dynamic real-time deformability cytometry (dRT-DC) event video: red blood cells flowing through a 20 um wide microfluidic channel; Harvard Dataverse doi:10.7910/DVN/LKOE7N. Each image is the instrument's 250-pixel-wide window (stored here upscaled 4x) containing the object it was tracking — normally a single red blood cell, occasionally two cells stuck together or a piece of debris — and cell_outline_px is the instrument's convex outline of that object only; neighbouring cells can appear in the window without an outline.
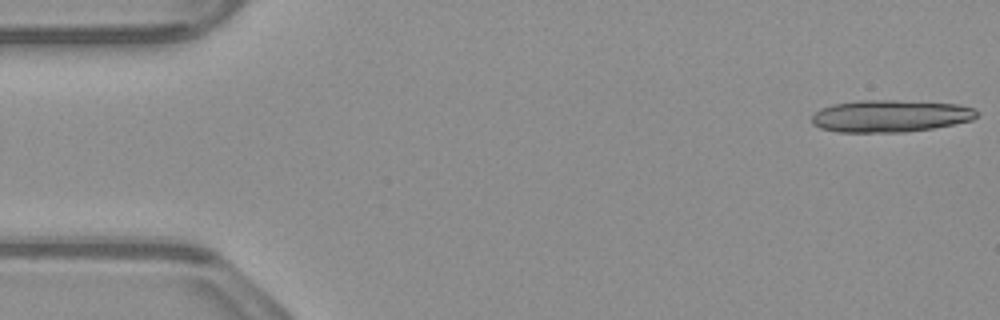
{"species": "common noctule bat (a hibernating species)", "species_latin": "Nyctalus noctula", "temperature_condition": "warm", "stored_images_in_passage": 17, "camera_frame_rate_fps": 3000, "um_per_image_px": 0.085, "animal": {"sex": "male", "body_mass_g": 23.1, "forearm_length_mm": 52.7}, "frame": {"image": 1, "passage_image": 1, "time_ms": 0.0, "image_size_px": [1000, 320], "cell_outline_px": [[980, 112], [972, 120], [932, 128], [904, 132], [840, 132], [820, 128], [812, 124], [812, 116], [820, 108], [832, 104], [856, 100], [896, 100], [956, 104], [972, 108]], "centroid_in_image_um": [75.63, 9.85], "position_along_channel_um": 9.4, "area_um2": 30.87}}